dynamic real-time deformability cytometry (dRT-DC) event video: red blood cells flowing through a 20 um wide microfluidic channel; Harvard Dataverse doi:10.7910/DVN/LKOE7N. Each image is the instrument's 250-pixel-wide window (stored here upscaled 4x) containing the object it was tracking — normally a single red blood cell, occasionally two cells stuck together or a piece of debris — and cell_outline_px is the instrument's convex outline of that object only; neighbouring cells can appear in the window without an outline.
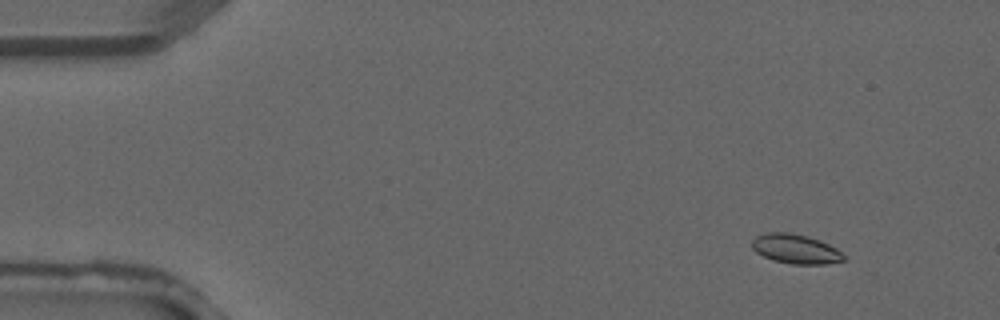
{"species": "common noctule bat (a hibernating species)", "species_latin": "Nyctalus noctula", "temperature_condition": "warm", "stored_images_in_passage": 4, "camera_frame_rate_fps": 3000, "um_per_image_px": 0.085, "animal": {"sex": "male", "forearm_length_mm": 52.5}, "frame": {"image": 1, "passage_image": 2, "time_ms": 0.333, "image_size_px": [1000, 320], "cell_outline_px": [[844, 260], [824, 264], [792, 264], [772, 260], [756, 252], [752, 248], [752, 240], [756, 236], [768, 232], [788, 232], [808, 236], [820, 240], [836, 248], [844, 256]], "centroid_in_image_um": [67.6, 21.15], "position_along_channel_um": 17.4, "area_um2": 15.66}}